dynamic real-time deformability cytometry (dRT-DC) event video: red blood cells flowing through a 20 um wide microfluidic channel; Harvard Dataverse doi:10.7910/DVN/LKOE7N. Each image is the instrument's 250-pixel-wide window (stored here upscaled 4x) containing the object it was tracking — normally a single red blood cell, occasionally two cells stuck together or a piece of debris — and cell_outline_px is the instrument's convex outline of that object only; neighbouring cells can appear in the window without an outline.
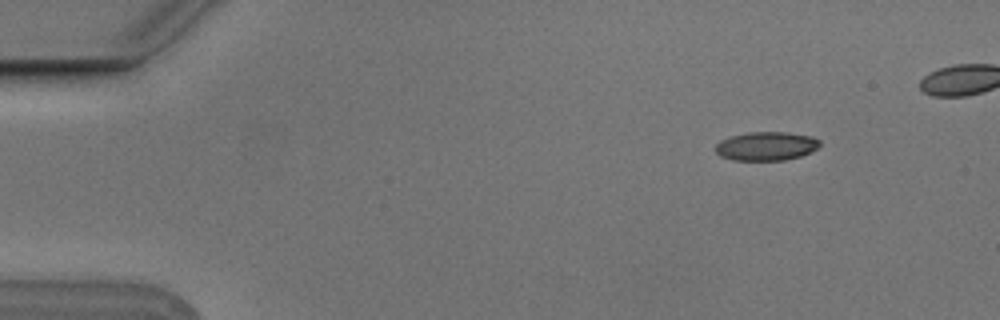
{"species": "Egyptian fruit bat (a non-hibernating species)", "species_latin": "Rousettus aegyptiacus", "temperature_condition": "cold", "stored_images_in_passage": 6, "camera_frame_rate_fps": 3000, "um_per_image_px": 0.085, "animal": {"sex": "male"}, "frame": {"image": 1, "passage_image": 1, "time_ms": 0.0, "image_size_px": [1000, 320], "cell_outline_px": [[820, 148], [812, 152], [800, 156], [784, 160], [732, 160], [720, 156], [716, 152], [716, 144], [720, 140], [728, 136], [748, 132], [788, 132], [812, 136], [820, 140]], "centroid_in_image_um": [65.15, 12.41], "position_along_channel_um": 19.9, "area_um2": 17.74}}
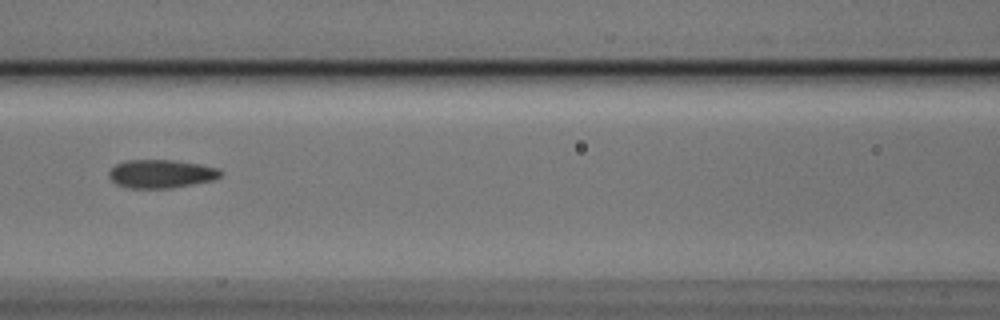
{"frame": {"image": 2, "passage_image": 6, "time_ms": 1.667, "image_size_px": [1000, 320], "cell_outline_px": [[224, 172], [216, 180], [172, 188], [128, 188], [116, 184], [108, 176], [108, 172], [116, 164], [128, 160], [172, 160], [200, 164], [220, 168]], "centroid_in_image_um": [13.74, 14.78], "position_along_channel_um": 152.9, "area_um2": 18.67}}